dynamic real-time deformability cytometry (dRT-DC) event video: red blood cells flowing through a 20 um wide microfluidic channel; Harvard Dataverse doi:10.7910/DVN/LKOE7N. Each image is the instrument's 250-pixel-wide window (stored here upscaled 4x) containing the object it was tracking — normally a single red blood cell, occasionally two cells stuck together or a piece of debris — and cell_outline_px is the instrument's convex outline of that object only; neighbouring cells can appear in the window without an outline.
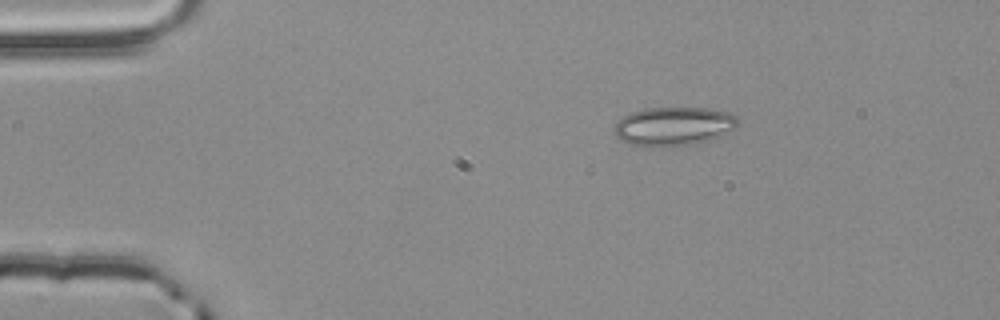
{"species": "common noctule bat (a hibernating species)", "species_latin": "Nyctalus noctula", "temperature_condition": "room temperature", "stored_images_in_passage": 4, "camera_frame_rate_fps": 3000, "um_per_image_px": 0.085, "animal": {"sex": "male", "body_mass_g": 20.4}, "frame": {"image": 1, "passage_image": 4, "time_ms": 1.0, "image_size_px": [1000, 320], "cell_outline_px": [[740, 120], [736, 128], [720, 136], [708, 140], [692, 144], [668, 148], [644, 148], [628, 144], [620, 140], [616, 136], [616, 124], [624, 116], [632, 112], [644, 108], [708, 108], [728, 112], [736, 116]], "centroid_in_image_um": [57.27, 10.76], "position_along_channel_um": 27.7, "area_um2": 28.38}}